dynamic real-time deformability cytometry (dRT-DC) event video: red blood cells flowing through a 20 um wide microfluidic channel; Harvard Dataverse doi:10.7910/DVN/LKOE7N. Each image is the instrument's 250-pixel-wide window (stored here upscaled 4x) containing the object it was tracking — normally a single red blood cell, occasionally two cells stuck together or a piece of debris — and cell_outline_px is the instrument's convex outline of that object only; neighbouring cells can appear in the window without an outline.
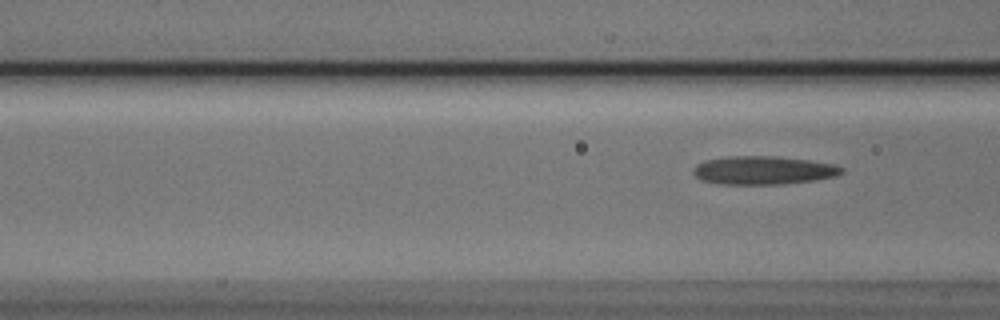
{"species": "Egyptian fruit bat (a non-hibernating species)", "species_latin": "Rousettus aegyptiacus", "temperature_condition": "cold", "stored_images_in_passage": 4, "camera_frame_rate_fps": 3000, "um_per_image_px": 0.085, "animal": {"sex": "male"}, "frame": {"image": 1, "passage_image": 4, "time_ms": 1.0, "image_size_px": [1000, 320], "cell_outline_px": [[844, 172], [836, 176], [812, 180], [784, 184], [720, 184], [700, 180], [692, 172], [692, 168], [696, 164], [704, 160], [728, 156], [776, 156], [808, 160], [836, 164], [844, 168]], "centroid_in_image_um": [64.86, 14.47], "position_along_channel_um": 101.7, "area_um2": 24.74}}